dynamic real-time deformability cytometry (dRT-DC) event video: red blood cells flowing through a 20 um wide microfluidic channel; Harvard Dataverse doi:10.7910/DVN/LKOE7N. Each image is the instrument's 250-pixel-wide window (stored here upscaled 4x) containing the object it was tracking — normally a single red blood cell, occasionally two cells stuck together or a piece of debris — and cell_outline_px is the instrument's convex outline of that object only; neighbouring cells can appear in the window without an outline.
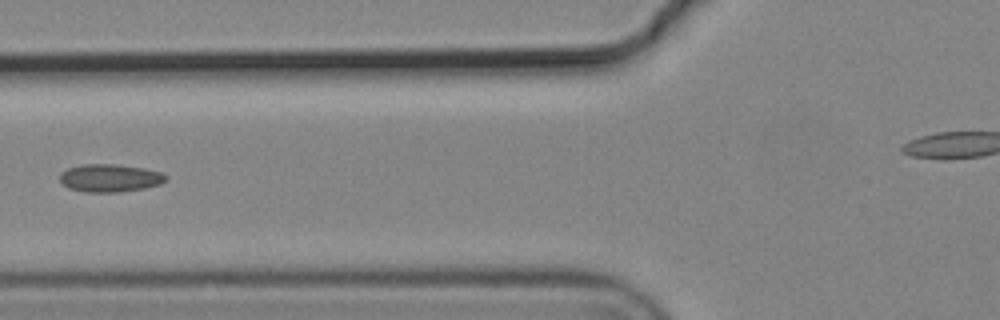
{"species": "common noctule bat (a hibernating species)", "species_latin": "Nyctalus noctula", "temperature_condition": "cold", "stored_images_in_passage": 4, "camera_frame_rate_fps": 3000, "um_per_image_px": 0.085, "animal": {"sex": "male", "body_mass_g": 19.2, "forearm_length_mm": 51.8}, "frame": {"image": 1, "passage_image": 3, "time_ms": 0.667, "image_size_px": [1000, 320], "cell_outline_px": [[168, 176], [160, 184], [144, 188], [120, 192], [84, 192], [68, 188], [60, 180], [60, 172], [68, 168], [84, 164], [116, 164], [144, 168], [160, 172]], "centroid_in_image_um": [9.32, 15.13], "position_along_channel_um": 116.5, "area_um2": 17.17}}
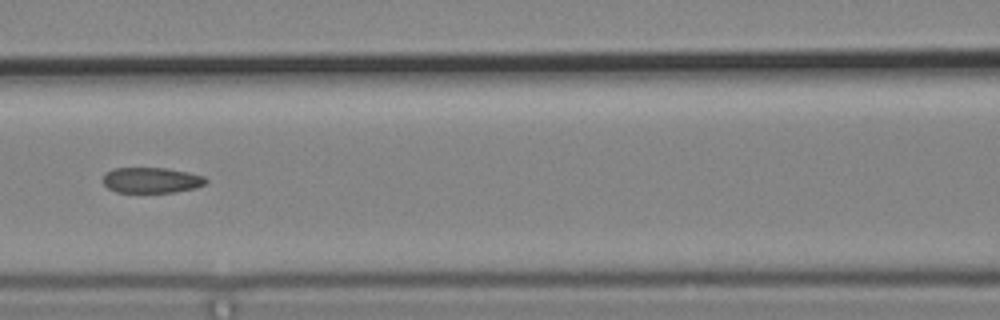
{"frame": {"image": 2, "passage_image": 4, "time_ms": 1.0, "image_size_px": [1000, 320], "cell_outline_px": [[208, 180], [204, 184], [196, 188], [176, 192], [116, 192], [108, 188], [104, 184], [104, 172], [112, 168], [168, 168], [188, 172], [204, 176]], "centroid_in_image_um": [12.87, 15.31], "position_along_channel_um": 153.7, "area_um2": 15.43}}